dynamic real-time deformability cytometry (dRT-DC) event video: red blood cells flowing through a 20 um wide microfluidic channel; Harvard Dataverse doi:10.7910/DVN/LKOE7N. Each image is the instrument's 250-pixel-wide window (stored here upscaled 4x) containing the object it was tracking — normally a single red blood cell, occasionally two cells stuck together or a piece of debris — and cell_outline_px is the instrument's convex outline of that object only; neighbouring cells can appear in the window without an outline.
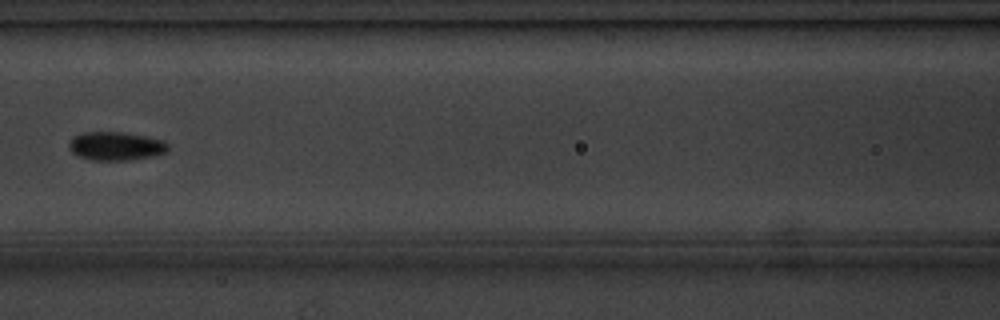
{"species": "common noctule bat (a hibernating species)", "species_latin": "Nyctalus noctula", "temperature_condition": "cold", "stored_images_in_passage": 8, "camera_frame_rate_fps": 3000, "um_per_image_px": 0.085, "animal": {"sex": "male", "body_mass_g": 20.1, "forearm_length_mm": 53.5}, "frame": {"image": 1, "passage_image": 7, "time_ms": 7.0, "image_size_px": [1000, 320], "cell_outline_px": [[168, 152], [152, 156], [128, 160], [92, 160], [80, 156], [72, 152], [68, 148], [68, 140], [72, 136], [80, 132], [120, 132], [144, 136], [164, 140], [168, 144]], "centroid_in_image_um": [9.81, 12.41], "position_along_channel_um": 156.8, "area_um2": 16.59}}